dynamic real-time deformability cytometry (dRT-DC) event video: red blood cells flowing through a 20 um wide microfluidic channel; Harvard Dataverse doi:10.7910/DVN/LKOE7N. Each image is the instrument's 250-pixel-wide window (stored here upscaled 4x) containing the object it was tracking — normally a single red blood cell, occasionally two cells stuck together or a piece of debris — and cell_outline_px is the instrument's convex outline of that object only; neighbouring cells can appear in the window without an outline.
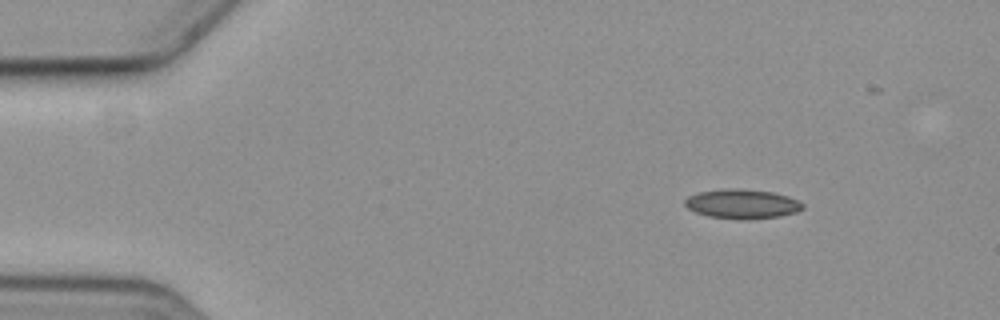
{"species": "common noctule bat (a hibernating species)", "species_latin": "Nyctalus noctula", "temperature_condition": "cold", "stored_images_in_passage": 6, "segment_of_instrument_passage": [1, 2], "camera_frame_rate_fps": 3000, "um_per_image_px": 0.085, "animal": {"sex": "female", "body_mass_g": 19.3, "forearm_length_mm": 54.1}, "frame": {"image": 1, "passage_image": 2, "time_ms": 1.333, "image_size_px": [1000, 320], "cell_outline_px": [[804, 208], [796, 212], [780, 216], [748, 220], [740, 220], [708, 216], [696, 212], [688, 208], [684, 204], [684, 200], [688, 196], [700, 192], [728, 188], [736, 188], [772, 192], [788, 196], [804, 204]], "centroid_in_image_um": [63.08, 17.34], "position_along_channel_um": 21.9, "area_um2": 20.23}}